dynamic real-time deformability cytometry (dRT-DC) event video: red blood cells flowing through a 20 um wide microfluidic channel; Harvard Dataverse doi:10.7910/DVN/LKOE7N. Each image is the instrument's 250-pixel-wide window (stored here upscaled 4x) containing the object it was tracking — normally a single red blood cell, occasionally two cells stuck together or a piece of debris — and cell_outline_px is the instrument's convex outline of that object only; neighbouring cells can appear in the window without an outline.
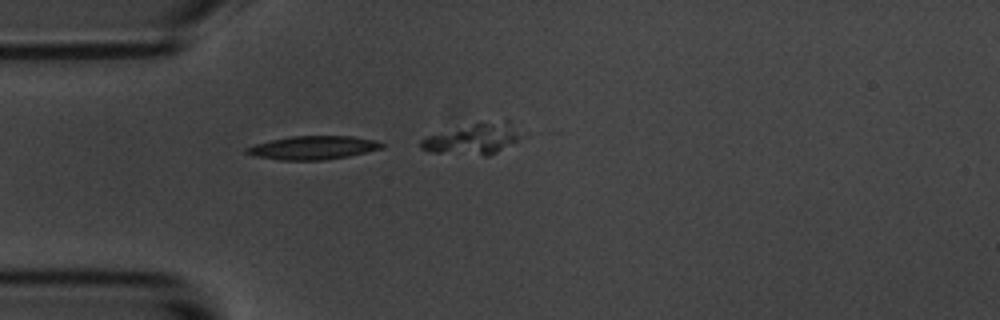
{"species": "common noctule bat (a hibernating species)", "species_latin": "Nyctalus noctula", "temperature_condition": "room temperature", "stored_images_in_passage": 10, "camera_frame_rate_fps": 3000, "um_per_image_px": 0.085, "animal": {"sex": "male", "body_mass_g": 20.1, "forearm_length_mm": 53.5}, "frame": {"image": 1, "passage_image": 4, "time_ms": 3.333, "image_size_px": [1000, 320], "cell_outline_px": [[384, 148], [348, 156], [324, 160], [280, 160], [252, 156], [244, 152], [244, 148], [256, 144], [272, 140], [292, 136], [352, 136], [376, 140], [384, 144]], "centroid_in_image_um": [26.6, 12.56], "position_along_channel_um": 58.4, "area_um2": 18.55}}
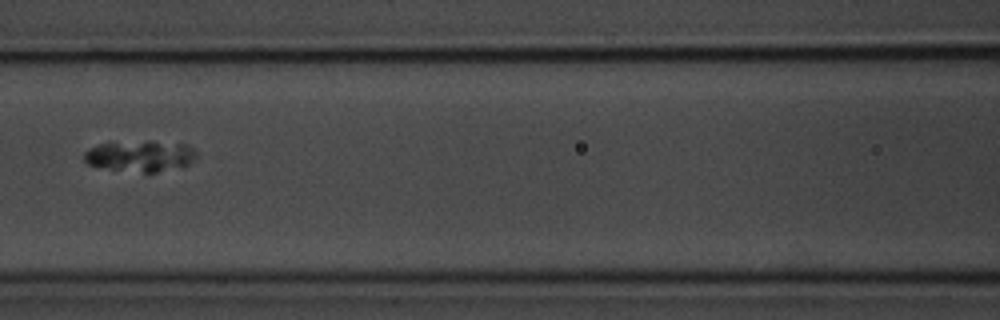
{"frame": {"image": 2, "passage_image": 7, "time_ms": 7.0, "image_size_px": [1000, 320], "cell_outline_px": [[196, 156], [188, 164], [156, 172], [144, 172], [112, 168], [88, 164], [84, 160], [84, 152], [88, 148], [112, 140], [152, 140], [188, 144], [196, 152]], "centroid_in_image_um": [11.9, 13.19], "position_along_channel_um": 154.7, "area_um2": 20.52}}